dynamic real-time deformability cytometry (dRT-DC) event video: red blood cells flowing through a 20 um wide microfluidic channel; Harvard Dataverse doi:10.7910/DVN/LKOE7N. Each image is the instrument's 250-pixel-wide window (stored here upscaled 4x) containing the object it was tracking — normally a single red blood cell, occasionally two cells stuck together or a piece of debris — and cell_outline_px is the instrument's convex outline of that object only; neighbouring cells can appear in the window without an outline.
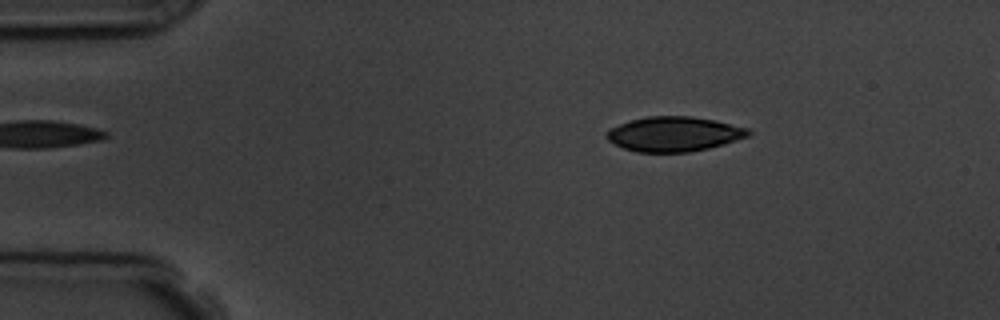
{"species": "common noctule bat (a hibernating species)", "species_latin": "Nyctalus noctula", "temperature_condition": "room temperature", "stored_images_in_passage": 5, "camera_frame_rate_fps": 3000, "um_per_image_px": 0.085, "animal": {"sex": "male", "body_mass_g": 19.5, "forearm_length_mm": 54.6}, "frame": {"image": 1, "passage_image": 2, "time_ms": 1.0, "image_size_px": [1000, 320], "cell_outline_px": [[752, 132], [748, 136], [724, 144], [708, 148], [688, 152], [636, 152], [624, 148], [608, 140], [604, 136], [608, 128], [632, 120], [648, 116], [692, 116], [716, 120], [748, 128]], "centroid_in_image_um": [57.28, 11.39], "position_along_channel_um": 27.7, "area_um2": 28.73}}